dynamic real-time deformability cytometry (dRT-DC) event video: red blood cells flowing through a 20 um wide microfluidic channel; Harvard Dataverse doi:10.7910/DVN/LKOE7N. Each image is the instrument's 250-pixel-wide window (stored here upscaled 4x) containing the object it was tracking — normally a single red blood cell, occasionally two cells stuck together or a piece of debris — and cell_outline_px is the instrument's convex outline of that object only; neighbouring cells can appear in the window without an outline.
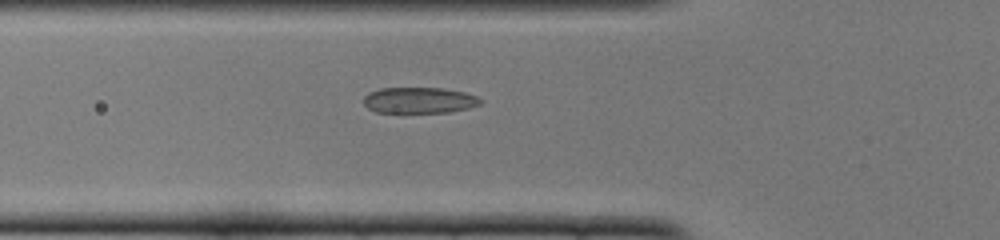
{"species": "common noctule bat (a hibernating species)", "species_latin": "Nyctalus noctula", "temperature_condition": "cold", "stored_images_in_passage": 51, "camera_frame_rate_fps": 3000, "um_per_image_px": 0.085, "animal": {"sex": "female", "body_mass_g": 22.0, "forearm_length_mm": 56.7}, "frame": {"image": 1, "passage_image": 18, "time_ms": 5.667, "image_size_px": [1000, 240], "cell_outline_px": [[484, 100], [480, 104], [468, 108], [448, 112], [400, 116], [376, 112], [368, 108], [364, 104], [364, 96], [368, 92], [380, 88], [444, 88], [464, 92], [476, 96]], "centroid_in_image_um": [35.58, 8.57], "position_along_channel_um": 90.2, "area_um2": 18.73}}
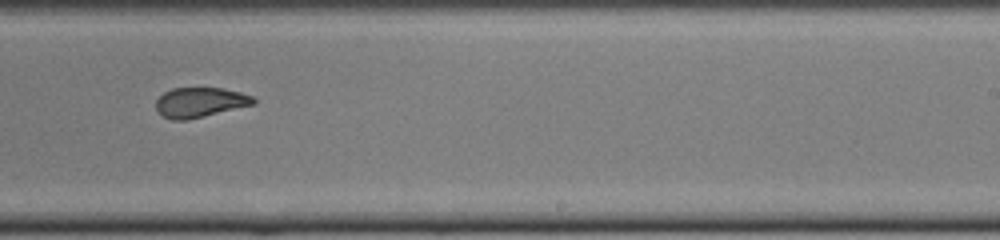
{"frame": {"image": 2, "passage_image": 32, "time_ms": 10.333, "image_size_px": [1000, 240], "cell_outline_px": [[256, 104], [188, 120], [172, 120], [156, 112], [156, 100], [164, 92], [172, 88], [220, 88], [240, 92], [252, 96], [256, 100]], "centroid_in_image_um": [16.99, 8.71], "position_along_channel_um": 272.0, "area_um2": 17.05}}
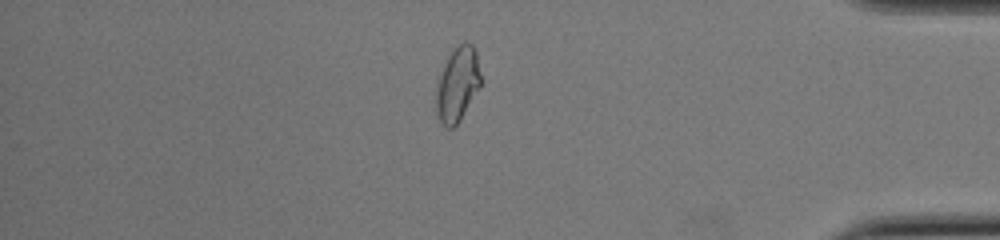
{"frame": {"image": 3, "passage_image": 44, "time_ms": 14.333, "image_size_px": [1000, 240], "cell_outline_px": [[480, 88], [460, 120], [452, 128], [448, 128], [440, 120], [436, 112], [436, 84], [444, 64], [448, 56], [464, 40], [472, 44], [476, 52], [480, 72]], "centroid_in_image_um": [38.89, 7.16], "position_along_channel_um": 396.3, "area_um2": 19.25}, "authors_computed_cell_mechanics": {"area_um2": 18.6116, "velocity_mm_per_s": 3.898, "shape_relaxation_time_tau1_ms": 6.1467, "shape_relaxation_time_tau2_ms": 1.2824, "deformation_change_tau1": 0.168, "deformation_change_tau2": 0.0846}}